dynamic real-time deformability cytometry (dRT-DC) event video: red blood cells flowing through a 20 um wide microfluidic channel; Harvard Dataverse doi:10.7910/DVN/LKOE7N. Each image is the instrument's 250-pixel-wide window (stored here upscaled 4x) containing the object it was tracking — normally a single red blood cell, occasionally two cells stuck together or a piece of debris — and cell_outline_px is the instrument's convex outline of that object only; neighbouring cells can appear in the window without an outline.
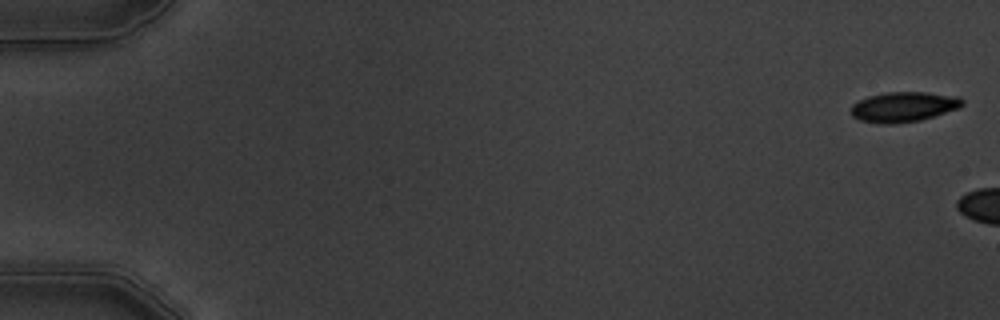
{"species": "common noctule bat (a hibernating species)", "species_latin": "Nyctalus noctula", "temperature_condition": "warm", "stored_images_in_passage": 4, "camera_frame_rate_fps": 3000, "um_per_image_px": 0.085, "animal": {"sex": "male", "body_mass_g": 19.5, "forearm_length_mm": 54.6}, "frame": {"image": 1, "passage_image": 1, "time_ms": 0.0, "image_size_px": [1000, 320], "cell_outline_px": [[964, 104], [960, 108], [920, 120], [892, 124], [880, 124], [860, 120], [852, 116], [852, 104], [868, 96], [888, 92], [924, 92], [960, 96], [964, 100]], "centroid_in_image_um": [76.84, 9.08], "position_along_channel_um": 8.2, "area_um2": 19.54}}